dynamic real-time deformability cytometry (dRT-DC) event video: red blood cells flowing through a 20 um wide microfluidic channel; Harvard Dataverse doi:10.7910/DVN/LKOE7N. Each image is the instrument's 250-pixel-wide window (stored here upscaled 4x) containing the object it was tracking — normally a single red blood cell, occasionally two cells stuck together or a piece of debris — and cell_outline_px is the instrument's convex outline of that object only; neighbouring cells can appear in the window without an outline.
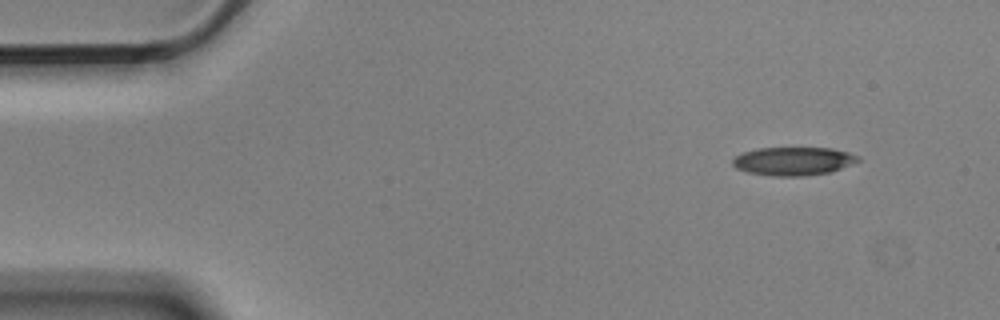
{"species": "Egyptian fruit bat (a non-hibernating species)", "species_latin": "Rousettus aegyptiacus", "temperature_condition": "cold", "stored_images_in_passage": 3, "camera_frame_rate_fps": 3000, "um_per_image_px": 0.085, "animal": {"sex": "male"}, "frame": {"image": 1, "passage_image": 1, "time_ms": 0.0, "image_size_px": [1000, 320], "cell_outline_px": [[860, 160], [832, 172], [804, 176], [772, 176], [748, 172], [736, 168], [732, 164], [732, 160], [736, 156], [744, 152], [760, 148], [832, 148], [848, 152], [860, 156]], "centroid_in_image_um": [67.45, 13.7], "position_along_channel_um": 17.5, "area_um2": 20.69}}